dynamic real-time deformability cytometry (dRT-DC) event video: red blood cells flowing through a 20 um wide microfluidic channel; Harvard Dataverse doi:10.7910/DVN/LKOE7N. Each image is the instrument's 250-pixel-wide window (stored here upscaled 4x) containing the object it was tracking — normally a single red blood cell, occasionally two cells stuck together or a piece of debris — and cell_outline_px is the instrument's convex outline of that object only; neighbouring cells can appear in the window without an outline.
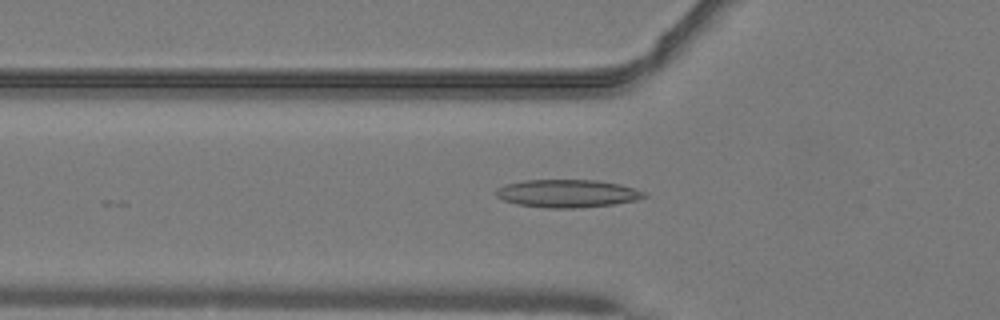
{"species": "common noctule bat (a hibernating species)", "species_latin": "Nyctalus noctula", "temperature_condition": "warm", "stored_images_in_passage": 22, "camera_frame_rate_fps": 3000, "um_per_image_px": 0.085, "animal": {"sex": "male", "body_mass_g": 19.2, "forearm_length_mm": 51.8}, "frame": {"image": 1, "passage_image": 17, "time_ms": 5.333, "image_size_px": [1000, 320], "cell_outline_px": [[648, 196], [636, 200], [612, 204], [580, 208], [548, 208], [516, 204], [504, 200], [496, 196], [496, 188], [504, 184], [524, 180], [596, 180], [620, 184], [644, 192]], "centroid_in_image_um": [48.19, 16.44], "position_along_channel_um": 77.6, "area_um2": 24.04}}
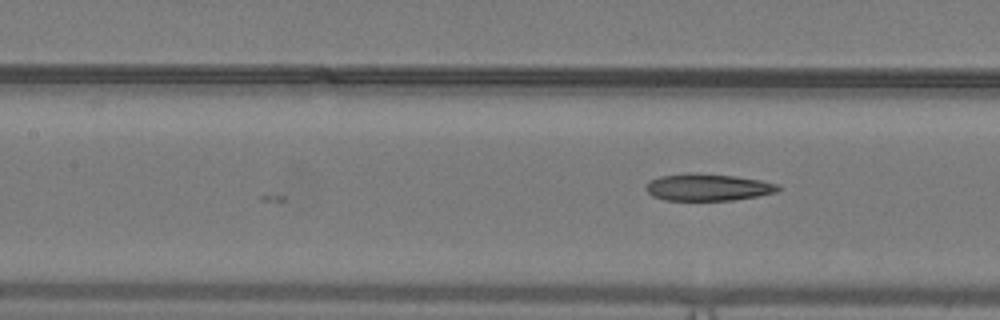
{"frame": {"image": 2, "passage_image": 22, "time_ms": 7.0, "image_size_px": [1000, 320], "cell_outline_px": [[780, 188], [776, 192], [756, 196], [732, 200], [664, 200], [652, 196], [644, 188], [648, 180], [660, 176], [688, 172], [736, 176], [760, 180], [776, 184]], "centroid_in_image_um": [60.09, 15.91], "position_along_channel_um": 147.3, "area_um2": 20.81}}